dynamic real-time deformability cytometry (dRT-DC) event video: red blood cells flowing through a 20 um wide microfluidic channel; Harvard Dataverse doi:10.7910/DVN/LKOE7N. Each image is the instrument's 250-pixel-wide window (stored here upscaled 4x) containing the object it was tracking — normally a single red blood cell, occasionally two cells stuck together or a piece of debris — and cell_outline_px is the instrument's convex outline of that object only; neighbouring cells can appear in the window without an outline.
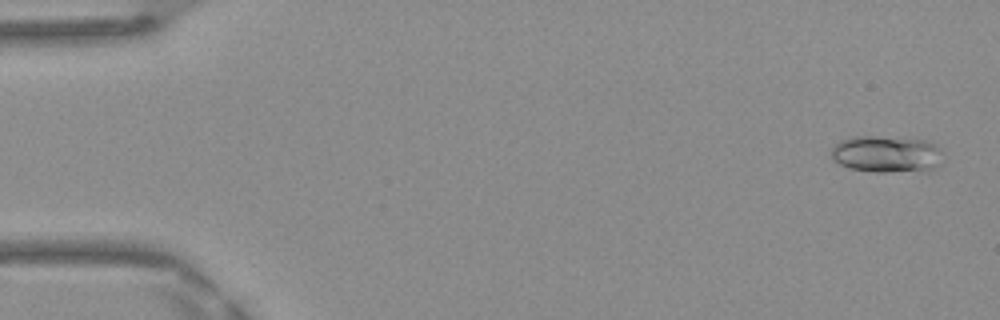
{"species": "Egyptian fruit bat (a non-hibernating species)", "species_latin": "Rousettus aegyptiacus", "temperature_condition": "warm", "stored_images_in_passage": 48, "camera_frame_rate_fps": 3000, "um_per_image_px": 0.085, "frame": {"image": 1, "passage_image": 2, "time_ms": 0.333, "image_size_px": [1000, 320], "cell_outline_px": [[944, 152], [936, 164], [932, 168], [924, 172], [876, 172], [848, 168], [832, 160], [832, 148], [840, 140], [856, 136], [876, 136], [928, 140], [936, 144]], "centroid_in_image_um": [75.37, 13.1], "position_along_channel_um": 9.6, "area_um2": 24.22}}
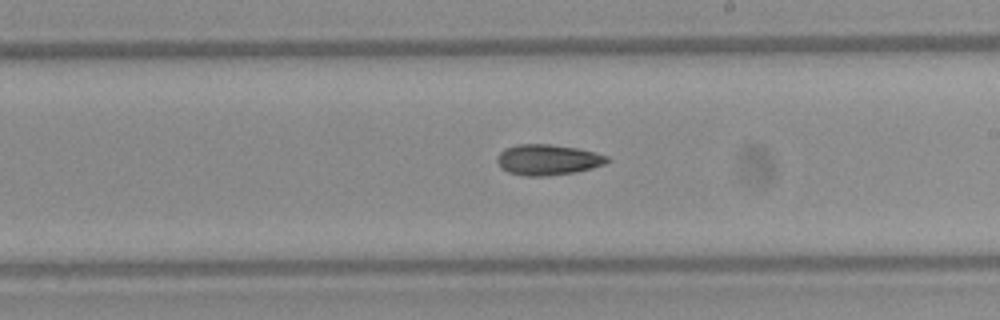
{"frame": {"image": 2, "passage_image": 28, "time_ms": 9.0, "image_size_px": [1000, 320], "cell_outline_px": [[612, 160], [604, 164], [592, 168], [576, 172], [544, 176], [528, 176], [508, 172], [500, 168], [496, 160], [496, 156], [504, 148], [516, 144], [552, 144], [576, 148], [608, 156]], "centroid_in_image_um": [46.53, 13.57], "position_along_channel_um": 242.5, "area_um2": 19.77}}
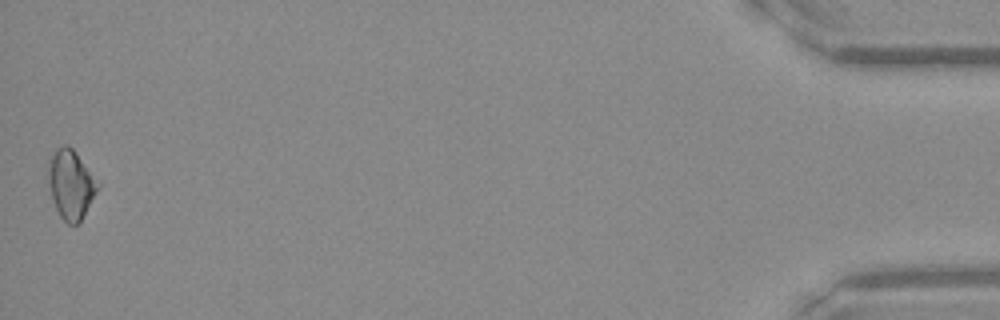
{"frame": {"image": 3, "passage_image": 48, "time_ms": 15.667, "image_size_px": [1000, 320], "cell_outline_px": [[100, 184], [80, 224], [68, 224], [60, 216], [52, 200], [48, 184], [48, 160], [56, 148], [64, 144], [72, 148]], "centroid_in_image_um": [6.0, 15.68], "position_along_channel_um": 429.2, "area_um2": 19.83}}